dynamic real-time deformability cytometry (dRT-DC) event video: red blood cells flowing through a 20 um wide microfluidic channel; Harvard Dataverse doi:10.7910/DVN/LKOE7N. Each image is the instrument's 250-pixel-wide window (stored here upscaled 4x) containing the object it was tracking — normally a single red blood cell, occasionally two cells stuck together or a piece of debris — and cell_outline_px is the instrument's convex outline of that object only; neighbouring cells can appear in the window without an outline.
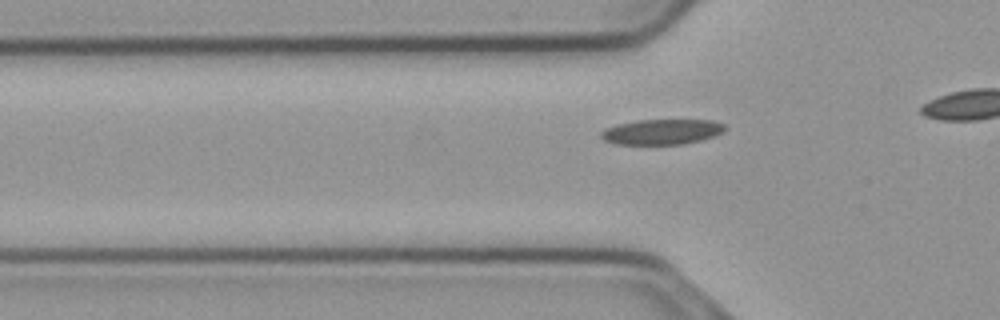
{"species": "common noctule bat (a hibernating species)", "species_latin": "Nyctalus noctula", "temperature_condition": "cold", "stored_images_in_passage": 20, "camera_frame_rate_fps": 3000, "um_per_image_px": 0.085, "animal": {"sex": "male", "body_mass_g": 23.1, "forearm_length_mm": 52.7}, "frame": {"image": 1, "passage_image": 14, "time_ms": 4.333, "image_size_px": [1000, 320], "cell_outline_px": [[724, 132], [700, 140], [680, 144], [616, 144], [604, 140], [600, 136], [600, 132], [604, 128], [616, 124], [636, 120], [712, 120], [724, 124]], "centroid_in_image_um": [56.2, 11.19], "position_along_channel_um": 69.6, "area_um2": 18.21}}
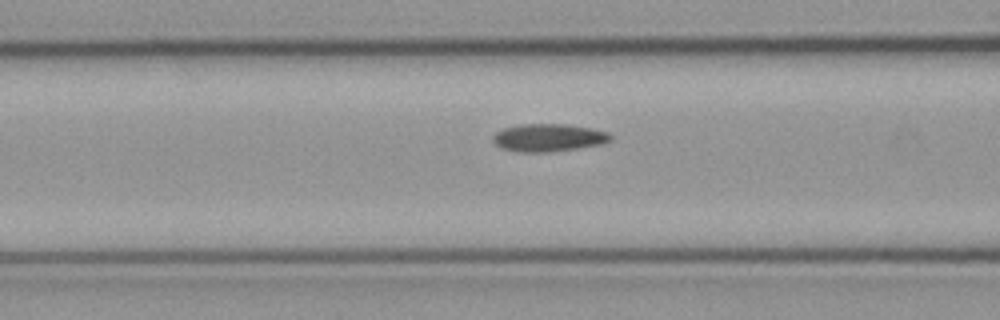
{"frame": {"image": 2, "passage_image": 18, "time_ms": 5.667, "image_size_px": [1000, 320], "cell_outline_px": [[612, 140], [600, 144], [576, 148], [548, 152], [520, 152], [500, 148], [492, 140], [492, 136], [496, 132], [504, 128], [520, 124], [568, 124], [592, 128], [608, 132], [612, 136]], "centroid_in_image_um": [46.61, 11.69], "position_along_channel_um": 120.0, "area_um2": 19.02}}